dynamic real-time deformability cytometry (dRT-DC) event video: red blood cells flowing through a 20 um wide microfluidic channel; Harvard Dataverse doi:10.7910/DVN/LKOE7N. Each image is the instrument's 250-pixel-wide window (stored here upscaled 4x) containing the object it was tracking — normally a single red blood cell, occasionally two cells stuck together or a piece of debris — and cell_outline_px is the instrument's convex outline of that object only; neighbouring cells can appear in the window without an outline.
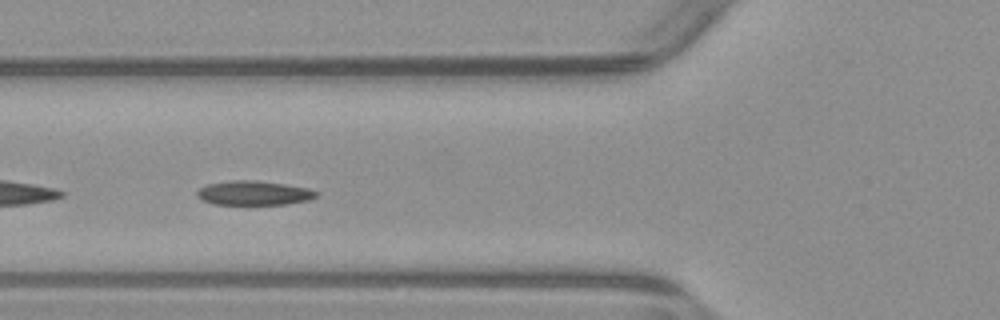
{"species": "common noctule bat (a hibernating species)", "species_latin": "Nyctalus noctula", "temperature_condition": "warm", "stored_images_in_passage": 50, "camera_frame_rate_fps": 3000, "um_per_image_px": 0.085, "animal": {"sex": "male", "body_mass_g": 23.1, "forearm_length_mm": 52.7}, "frame": {"image": 1, "passage_image": 17, "time_ms": 5.333, "image_size_px": [1000, 320], "cell_outline_px": [[320, 192], [316, 196], [308, 200], [288, 204], [212, 204], [196, 196], [196, 192], [200, 188], [208, 184], [236, 180], [252, 180], [284, 184], [308, 188]], "centroid_in_image_um": [21.59, 16.41], "position_along_channel_um": 104.2, "area_um2": 16.7}}
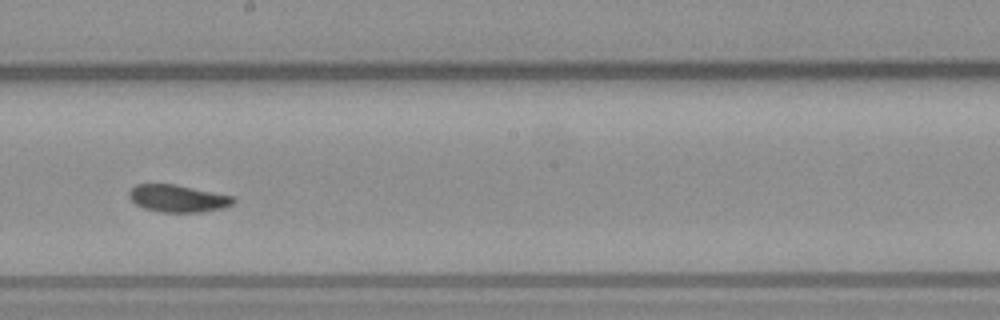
{"frame": {"image": 2, "passage_image": 27, "time_ms": 8.667, "image_size_px": [1000, 320], "cell_outline_px": [[236, 200], [232, 204], [220, 208], [200, 212], [160, 212], [144, 208], [136, 204], [128, 196], [128, 192], [136, 184], [176, 184], [236, 196]], "centroid_in_image_um": [15.13, 16.85], "position_along_channel_um": 233.1, "area_um2": 16.65}}
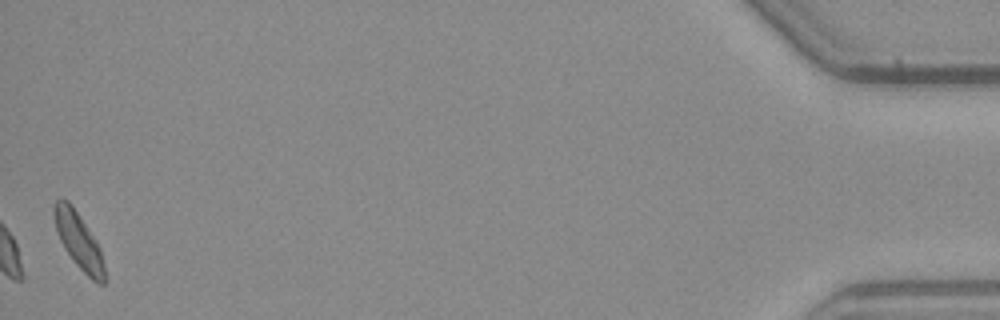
{"frame": {"image": 3, "passage_image": 50, "time_ms": 16.333, "image_size_px": [1000, 320], "cell_outline_px": [[104, 284], [100, 284], [92, 280], [76, 264], [64, 248], [56, 232], [52, 216], [52, 212], [56, 200], [60, 196], [68, 200], [96, 240], [100, 248], [104, 264]], "centroid_in_image_um": [6.65, 20.42], "position_along_channel_um": 428.6, "area_um2": 16.42}, "authors_computed_cell_mechanics": {"area_um2": 16.9065, "velocity_mm_per_s": 3.8623, "shape_relaxation_time_tau1_ms": 3.2399, "shape_relaxation_time_tau2_ms": null, "deformation_change_tau1": 0.117, "deformation_change_tau2": null}}